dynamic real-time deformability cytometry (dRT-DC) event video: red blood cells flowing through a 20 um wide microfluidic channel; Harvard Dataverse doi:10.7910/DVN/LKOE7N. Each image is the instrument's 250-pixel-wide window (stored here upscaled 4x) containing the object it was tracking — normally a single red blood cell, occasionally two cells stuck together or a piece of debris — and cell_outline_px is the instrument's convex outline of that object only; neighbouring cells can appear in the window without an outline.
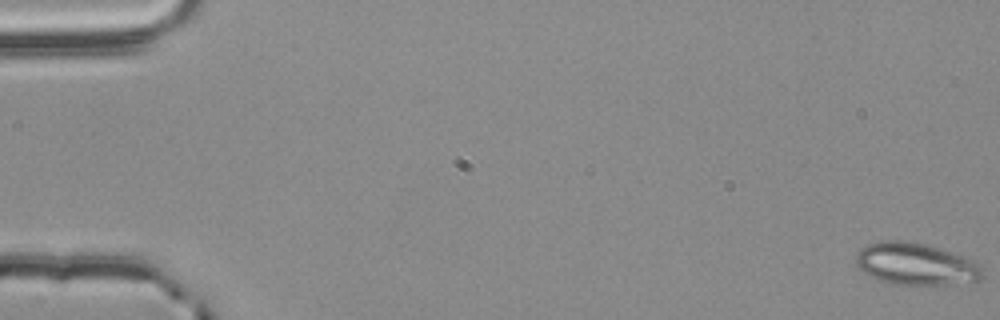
{"species": "common noctule bat (a hibernating species)", "species_latin": "Nyctalus noctula", "temperature_condition": "room temperature", "stored_images_in_passage": 57, "camera_frame_rate_fps": 3000, "um_per_image_px": 0.085, "animal": {"sex": "male", "body_mass_g": 20.4}, "frame": {"image": 1, "passage_image": 1, "time_ms": 0.0, "image_size_px": [1000, 320], "cell_outline_px": [[984, 276], [976, 280], [948, 284], [888, 284], [876, 280], [868, 276], [856, 264], [856, 252], [868, 244], [880, 240], [908, 240], [928, 244], [972, 260], [980, 264], [984, 272]], "centroid_in_image_um": [77.79, 22.43], "position_along_channel_um": 7.2, "area_um2": 31.15}}
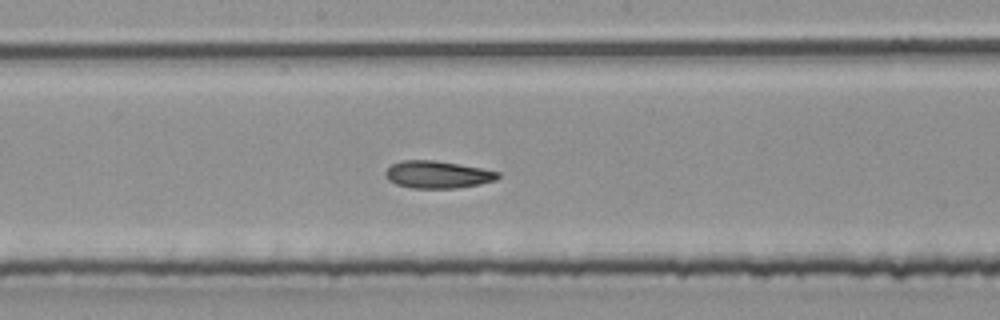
{"frame": {"image": 2, "passage_image": 31, "time_ms": 10.0, "image_size_px": [1000, 320], "cell_outline_px": [[500, 176], [496, 180], [480, 184], [456, 188], [412, 188], [396, 184], [388, 180], [384, 172], [392, 164], [400, 160], [436, 160], [480, 168], [500, 172]], "centroid_in_image_um": [37.18, 14.83], "position_along_channel_um": 211.0, "area_um2": 17.92}}
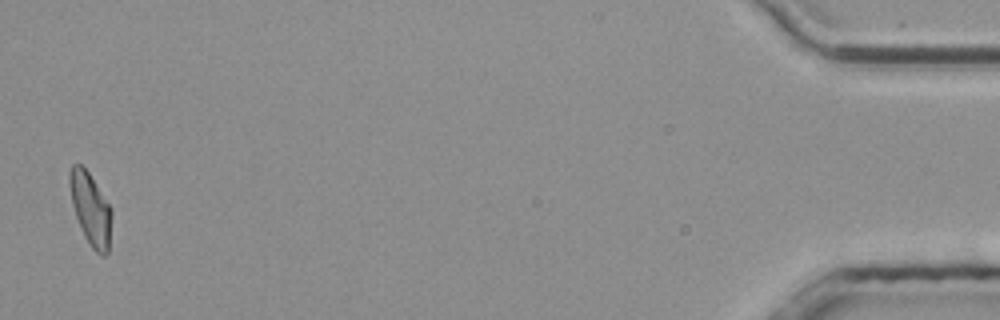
{"frame": {"image": 3, "passage_image": 56, "time_ms": 18.333, "image_size_px": [1000, 320], "cell_outline_px": [[112, 216], [108, 256], [100, 256], [92, 248], [84, 236], [76, 216], [72, 204], [68, 184], [68, 172], [72, 164], [80, 164], [88, 172], [112, 208]], "centroid_in_image_um": [7.7, 17.78], "position_along_channel_um": 427.5, "area_um2": 17.92}, "authors_computed_cell_mechanics": {"area_um2": 18.2648, "velocity_mm_per_s": 3.7587, "shape_relaxation_time_tau1_ms": null, "shape_relaxation_time_tau2_ms": 3.8307, "deformation_change_tau1": null, "deformation_change_tau2": 0.1054}}